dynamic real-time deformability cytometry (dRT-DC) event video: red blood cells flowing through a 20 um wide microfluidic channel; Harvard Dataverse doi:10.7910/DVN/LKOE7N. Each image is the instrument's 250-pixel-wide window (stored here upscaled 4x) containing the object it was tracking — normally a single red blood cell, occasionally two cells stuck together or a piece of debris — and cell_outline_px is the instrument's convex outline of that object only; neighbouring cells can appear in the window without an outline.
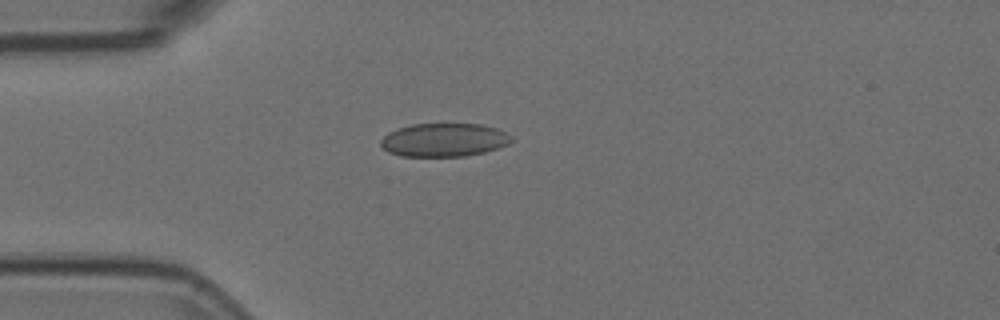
{"species": "Egyptian fruit bat (a non-hibernating species)", "species_latin": "Rousettus aegyptiacus", "temperature_condition": "room temperature", "stored_images_in_passage": 41, "camera_frame_rate_fps": 3000, "um_per_image_px": 0.085, "animal": {"sex": "female"}, "frame": {"image": 1, "passage_image": 1, "time_ms": 0.0, "image_size_px": [1000, 320], "cell_outline_px": [[512, 140], [508, 144], [484, 152], [464, 156], [400, 156], [388, 152], [380, 144], [380, 140], [388, 132], [412, 124], [480, 124], [496, 128], [512, 136]], "centroid_in_image_um": [37.72, 11.89], "position_along_channel_um": 47.3, "area_um2": 25.26}}
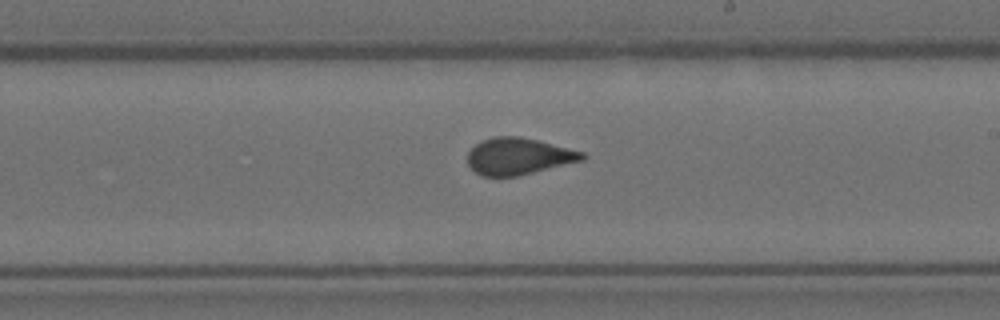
{"frame": {"image": 2, "passage_image": 18, "time_ms": 5.667, "image_size_px": [1000, 320], "cell_outline_px": [[588, 156], [584, 160], [516, 176], [480, 176], [468, 164], [468, 152], [480, 140], [492, 136], [520, 136], [584, 152]], "centroid_in_image_um": [44.06, 13.27], "position_along_channel_um": 244.9, "area_um2": 24.45}}
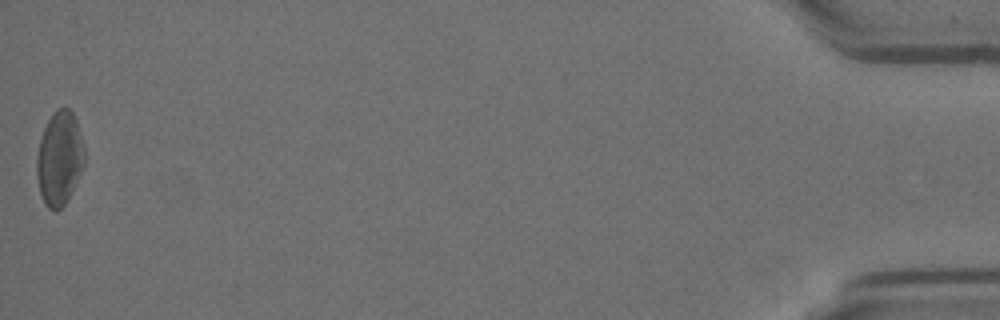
{"frame": {"image": 3, "passage_image": 41, "time_ms": 13.333, "image_size_px": [1000, 320], "cell_outline_px": [[84, 164], [68, 200], [56, 212], [48, 208], [44, 204], [40, 192], [36, 176], [36, 156], [40, 140], [44, 128], [48, 120], [56, 108], [68, 108], [72, 112], [76, 120], [84, 144]], "centroid_in_image_um": [5.04, 13.47], "position_along_channel_um": 430.2, "area_um2": 26.18}, "authors_computed_cell_mechanics": {"area_um2": 24.9696, "velocity_mm_per_s": 3.7174, "shape_relaxation_time_tau1_ms": null, "shape_relaxation_time_tau2_ms": 0.9338, "deformation_change_tau1": null, "deformation_change_tau2": 0.0494}}